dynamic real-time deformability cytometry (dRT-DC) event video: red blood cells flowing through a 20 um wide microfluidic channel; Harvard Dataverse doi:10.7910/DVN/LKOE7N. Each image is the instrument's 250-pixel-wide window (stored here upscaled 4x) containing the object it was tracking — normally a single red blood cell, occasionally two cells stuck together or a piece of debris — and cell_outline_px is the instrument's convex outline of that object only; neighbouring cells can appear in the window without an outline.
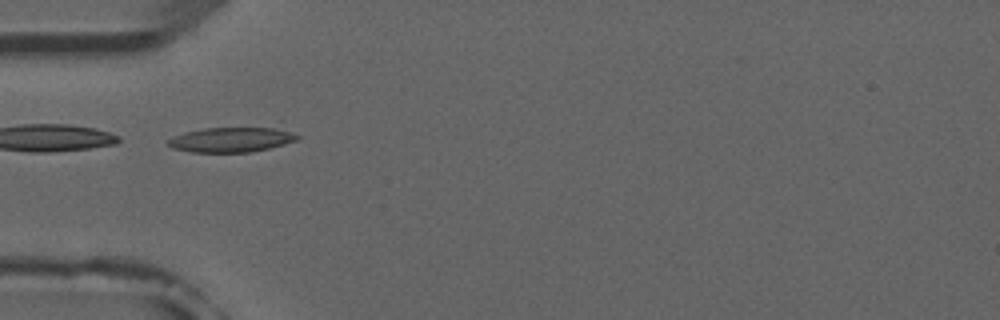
{"species": "common noctule bat (a hibernating species)", "species_latin": "Nyctalus noctula", "temperature_condition": "room temperature", "stored_images_in_passage": 6, "camera_frame_rate_fps": 3000, "um_per_image_px": 0.085, "animal": {"sex": "male", "forearm_length_mm": 52.5}, "frame": {"image": 1, "passage_image": 4, "time_ms": 4.333, "image_size_px": [1000, 320], "cell_outline_px": [[300, 136], [296, 140], [284, 144], [252, 152], [192, 152], [172, 148], [168, 144], [168, 140], [172, 136], [184, 132], [204, 128], [272, 128], [288, 132]], "centroid_in_image_um": [19.58, 11.88], "position_along_channel_um": 65.4, "area_um2": 18.38}}
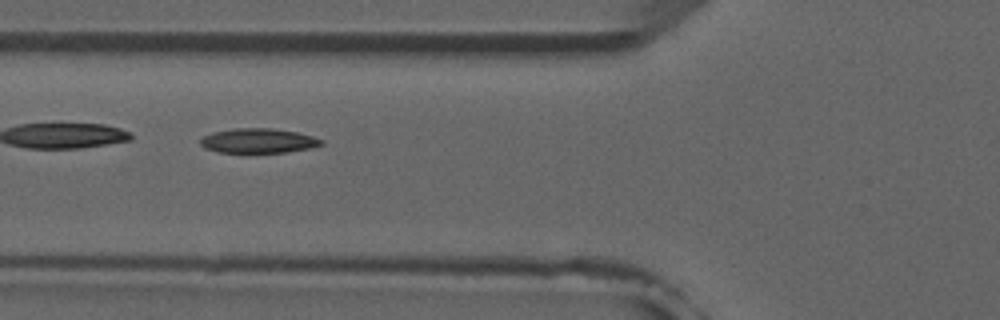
{"frame": {"image": 2, "passage_image": 5, "time_ms": 5.333, "image_size_px": [1000, 320], "cell_outline_px": [[324, 144], [312, 148], [288, 152], [248, 156], [216, 152], [204, 148], [200, 144], [200, 140], [204, 136], [212, 132], [232, 128], [272, 128], [296, 132], [312, 136], [324, 140]], "centroid_in_image_um": [21.93, 12.02], "position_along_channel_um": 103.9, "area_um2": 18.5}}
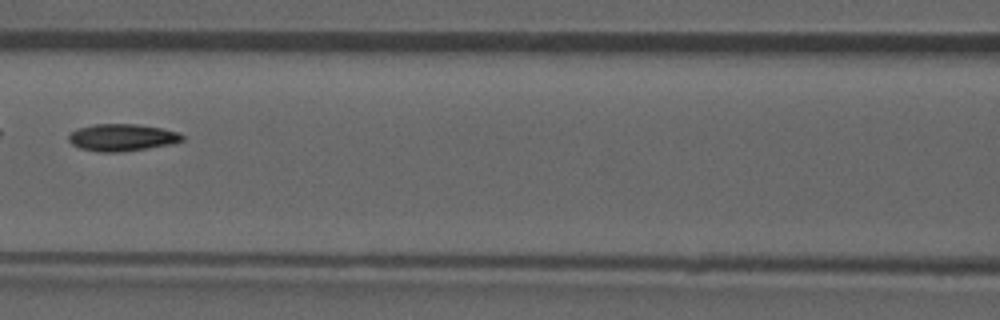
{"frame": {"image": 3, "passage_image": 6, "time_ms": 6.667, "image_size_px": [1000, 320], "cell_outline_px": [[184, 140], [172, 144], [120, 152], [96, 152], [80, 148], [72, 144], [68, 140], [68, 136], [72, 132], [80, 128], [96, 124], [136, 124], [160, 128], [176, 132], [184, 136]], "centroid_in_image_um": [10.36, 11.69], "position_along_channel_um": 156.2, "area_um2": 17.74}}